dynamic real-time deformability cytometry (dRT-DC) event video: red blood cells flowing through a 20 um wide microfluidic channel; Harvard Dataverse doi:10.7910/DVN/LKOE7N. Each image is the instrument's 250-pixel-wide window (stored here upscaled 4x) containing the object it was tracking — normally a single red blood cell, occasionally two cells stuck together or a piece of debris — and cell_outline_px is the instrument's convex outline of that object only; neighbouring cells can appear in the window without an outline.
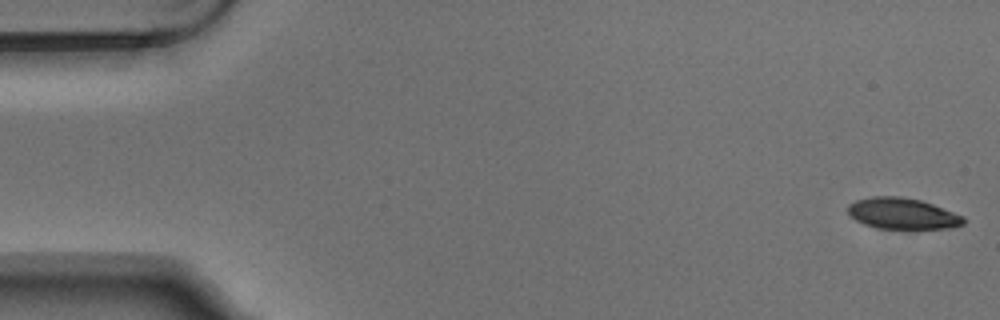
{"species": "Egyptian fruit bat (a non-hibernating species)", "species_latin": "Rousettus aegyptiacus", "temperature_condition": "warm", "stored_images_in_passage": 5, "camera_frame_rate_fps": 3000, "um_per_image_px": 0.085, "animal": {"sex": "male"}, "frame": {"image": 1, "passage_image": 1, "time_ms": 0.0, "image_size_px": [1000, 320], "cell_outline_px": [[964, 224], [952, 228], [880, 228], [864, 224], [856, 220], [848, 212], [848, 204], [856, 200], [872, 196], [900, 196], [920, 200], [932, 204], [964, 216]], "centroid_in_image_um": [76.71, 18.14], "position_along_channel_um": 8.3, "area_um2": 20.75}}
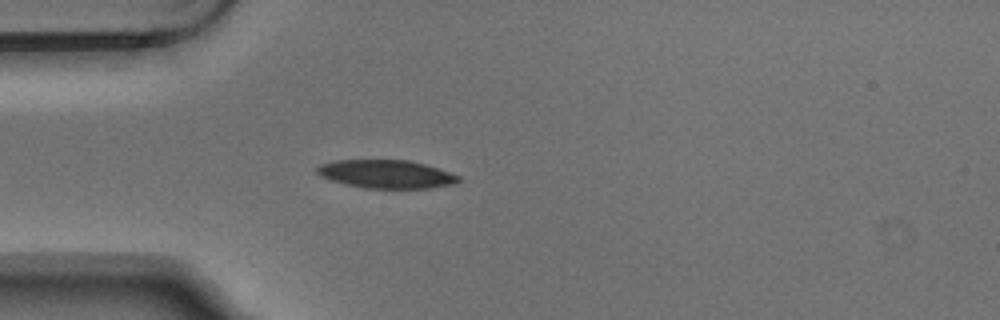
{"frame": {"image": 2, "passage_image": 5, "time_ms": 1.333, "image_size_px": [1000, 320], "cell_outline_px": [[460, 180], [452, 184], [428, 188], [364, 188], [344, 184], [320, 176], [316, 172], [316, 168], [320, 164], [336, 160], [408, 160], [440, 168], [460, 176]], "centroid_in_image_um": [32.82, 14.79], "position_along_channel_um": 52.2, "area_um2": 23.29}}